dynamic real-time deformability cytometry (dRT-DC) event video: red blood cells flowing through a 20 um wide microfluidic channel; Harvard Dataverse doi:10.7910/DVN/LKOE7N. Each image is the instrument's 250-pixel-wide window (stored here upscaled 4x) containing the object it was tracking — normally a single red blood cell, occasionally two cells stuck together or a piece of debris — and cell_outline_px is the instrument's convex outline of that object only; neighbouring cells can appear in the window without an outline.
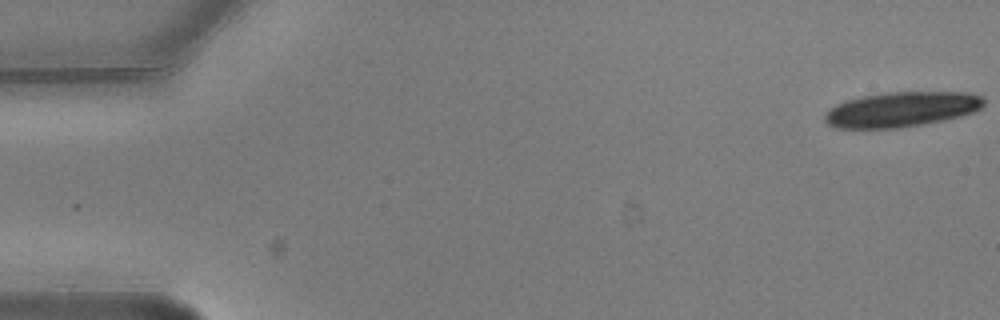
{"species": "common noctule bat (a hibernating species)", "species_latin": "Nyctalus noctula", "temperature_condition": "warm", "stored_images_in_passage": 6, "camera_frame_rate_fps": 3000, "um_per_image_px": 0.085, "animal": {"sex": "male", "body_mass_g": 20.5, "forearm_length_mm": 52.5}, "frame": {"image": 1, "passage_image": 1, "time_ms": 0.0, "image_size_px": [1000, 320], "cell_outline_px": [[984, 104], [980, 108], [972, 112], [960, 116], [920, 124], [896, 128], [832, 128], [824, 120], [824, 116], [836, 104], [860, 96], [884, 92], [972, 92], [984, 96]], "centroid_in_image_um": [76.63, 9.28], "position_along_channel_um": 8.4, "area_um2": 32.37}}
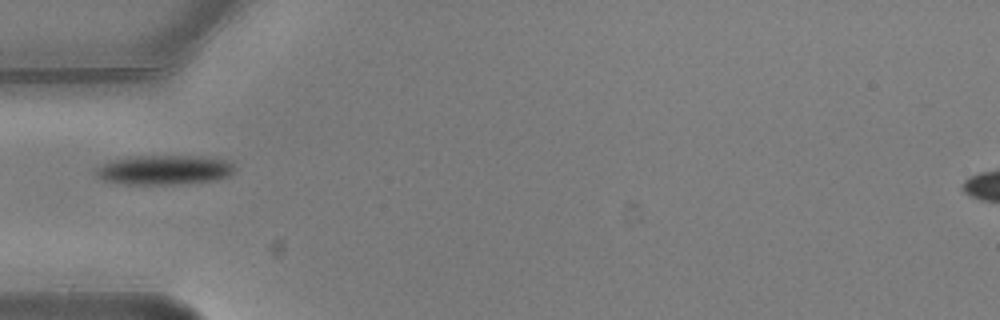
{"frame": {"image": 2, "passage_image": 6, "time_ms": 1.667, "image_size_px": [1000, 320], "cell_outline_px": [[236, 168], [228, 176], [212, 180], [172, 184], [124, 184], [104, 180], [96, 176], [92, 172], [96, 168], [108, 160], [132, 156], [196, 156], [224, 160], [232, 164]], "centroid_in_image_um": [13.86, 14.43], "position_along_channel_um": 71.1, "area_um2": 23.76}}